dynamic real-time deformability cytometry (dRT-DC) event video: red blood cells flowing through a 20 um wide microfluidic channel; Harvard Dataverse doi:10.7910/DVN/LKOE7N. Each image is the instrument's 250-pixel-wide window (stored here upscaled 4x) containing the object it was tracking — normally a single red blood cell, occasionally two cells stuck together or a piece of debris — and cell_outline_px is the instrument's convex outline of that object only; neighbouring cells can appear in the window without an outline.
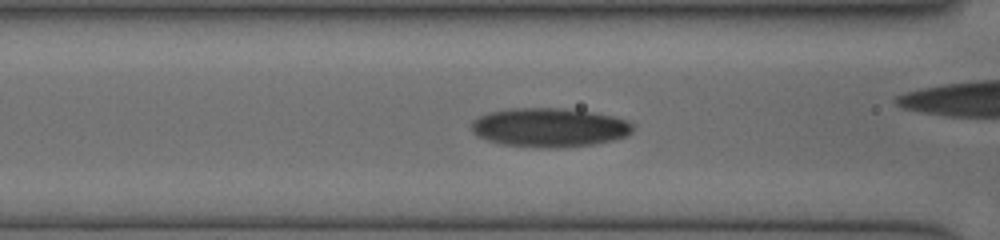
{"species": "human", "species_latin": "Homo sapiens", "temperature_condition": "cold", "stored_images_in_passage": 40, "camera_frame_rate_fps": 3000, "um_per_image_px": 0.085, "donor": {"sex": "female"}, "frame": {"image": 1, "passage_image": 19, "time_ms": 6.333, "image_size_px": [1000, 240], "cell_outline_px": [[632, 132], [628, 136], [612, 140], [592, 144], [556, 148], [536, 148], [500, 144], [476, 136], [472, 132], [472, 120], [488, 112], [512, 108], [564, 108], [592, 112], [612, 116], [624, 120], [632, 124]], "centroid_in_image_um": [46.66, 10.84], "position_along_channel_um": 119.9, "area_um2": 36.76}}
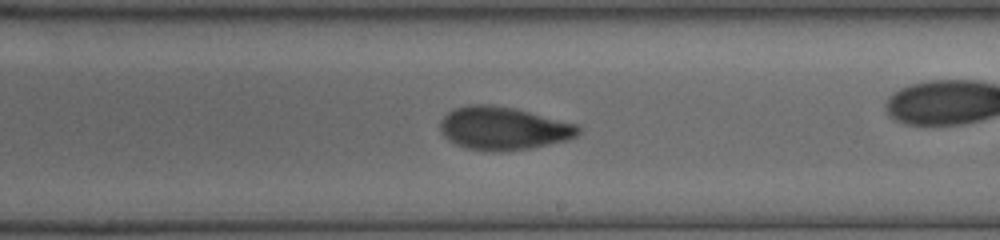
{"frame": {"image": 2, "passage_image": 28, "time_ms": 9.333, "image_size_px": [1000, 240], "cell_outline_px": [[580, 132], [576, 136], [568, 140], [528, 148], [496, 152], [492, 152], [468, 148], [444, 136], [440, 128], [440, 120], [448, 112], [456, 108], [468, 104], [492, 104], [516, 108], [580, 124]], "centroid_in_image_um": [42.83, 10.88], "position_along_channel_um": 246.2, "area_um2": 34.68}}
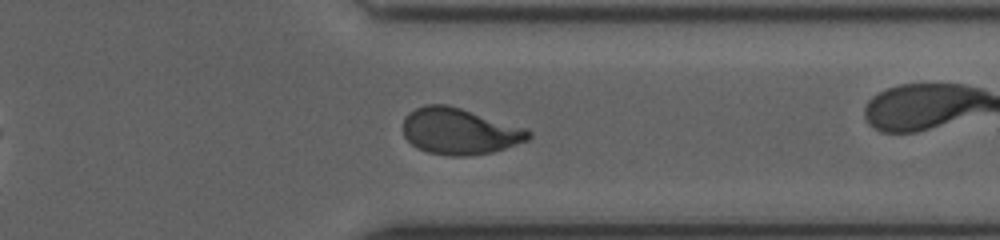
{"frame": {"image": 3, "passage_image": 37, "time_ms": 12.333, "image_size_px": [1000, 240], "cell_outline_px": [[532, 136], [528, 140], [492, 152], [464, 156], [448, 156], [428, 152], [416, 148], [404, 136], [404, 116], [408, 112], [424, 104], [448, 104], [524, 128], [532, 132]], "centroid_in_image_um": [39.02, 11.15], "position_along_channel_um": 372.4, "area_um2": 33.7}}